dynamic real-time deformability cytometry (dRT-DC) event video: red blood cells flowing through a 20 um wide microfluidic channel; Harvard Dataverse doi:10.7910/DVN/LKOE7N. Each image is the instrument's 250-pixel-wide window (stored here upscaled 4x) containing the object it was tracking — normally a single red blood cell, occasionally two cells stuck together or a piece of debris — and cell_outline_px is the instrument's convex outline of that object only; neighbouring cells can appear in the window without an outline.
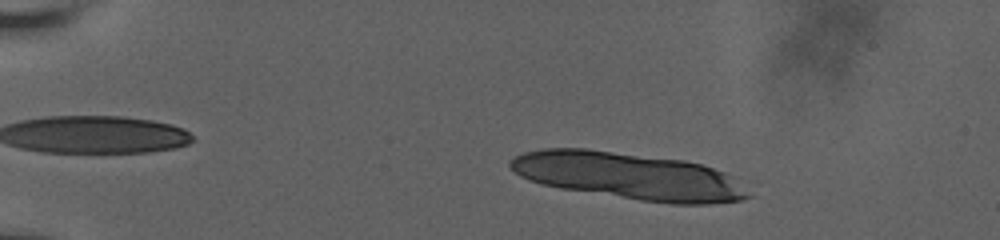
{"species": "human", "species_latin": "Homo sapiens", "temperature_condition": "room temperature", "stored_images_in_passage": 20, "camera_frame_rate_fps": 3000, "um_per_image_px": 0.085, "donor": {"sex": "male"}, "frame": {"image": 1, "passage_image": 11, "time_ms": 3.333, "image_size_px": [1000, 240], "cell_outline_px": [[752, 196], [740, 200], [708, 204], [672, 204], [640, 200], [560, 188], [528, 180], [520, 176], [508, 164], [508, 160], [524, 152], [544, 148], [588, 148], [684, 160], [700, 164], [724, 172], [732, 176]], "centroid_in_image_um": [53.42, 14.95], "position_along_channel_um": 31.6, "area_um2": 64.97}}